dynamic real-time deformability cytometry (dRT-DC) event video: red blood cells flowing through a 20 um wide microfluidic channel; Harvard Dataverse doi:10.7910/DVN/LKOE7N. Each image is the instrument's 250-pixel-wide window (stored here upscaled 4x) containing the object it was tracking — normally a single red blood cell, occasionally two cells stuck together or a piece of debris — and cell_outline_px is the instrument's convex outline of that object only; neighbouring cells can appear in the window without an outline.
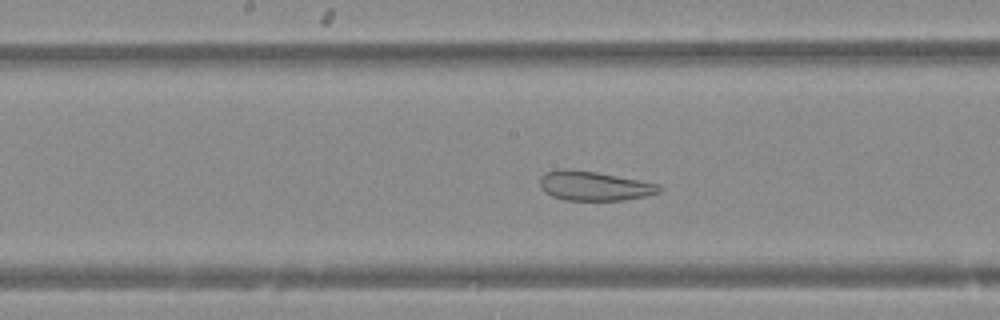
{"species": "Egyptian fruit bat (a non-hibernating species)", "species_latin": "Rousettus aegyptiacus", "temperature_condition": "warm", "stored_images_in_passage": 45, "camera_frame_rate_fps": 3000, "um_per_image_px": 0.085, "animal": {"sex": "female"}, "frame": {"image": 1, "passage_image": 21, "time_ms": 6.667, "image_size_px": [1000, 320], "cell_outline_px": [[664, 188], [660, 192], [644, 196], [624, 200], [564, 200], [552, 196], [544, 192], [540, 184], [540, 176], [544, 172], [556, 168], [564, 168], [596, 172], [660, 184]], "centroid_in_image_um": [50.47, 15.79], "position_along_channel_um": 197.7, "area_um2": 20.58}}
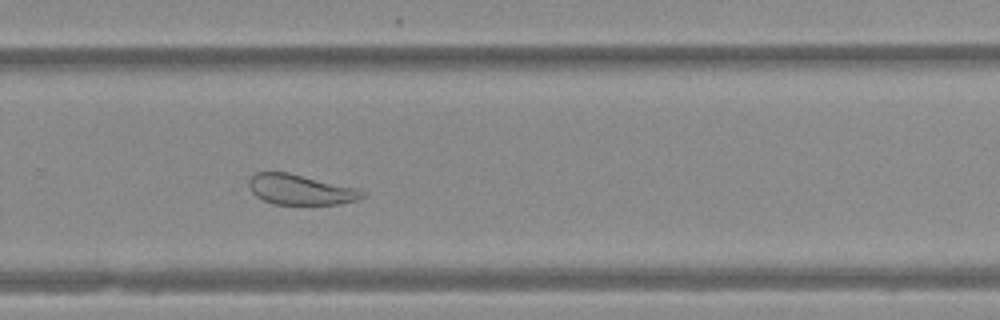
{"frame": {"image": 2, "passage_image": 29, "time_ms": 9.333, "image_size_px": [1000, 320], "cell_outline_px": [[364, 196], [356, 200], [340, 204], [272, 204], [256, 196], [252, 192], [248, 184], [248, 180], [256, 172], [288, 172], [360, 188], [364, 192]], "centroid_in_image_um": [25.55, 16.11], "position_along_channel_um": 304.2, "area_um2": 20.11}}
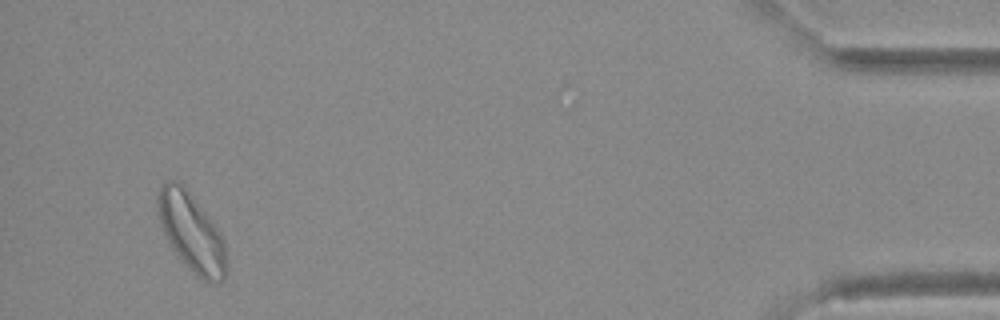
{"frame": {"image": 3, "passage_image": 43, "time_ms": 14.0, "image_size_px": [1000, 320], "cell_outline_px": [[228, 272], [224, 280], [216, 284], [208, 284], [200, 280], [192, 272], [172, 248], [164, 232], [160, 220], [156, 204], [156, 196], [164, 180], [180, 180], [184, 184], [212, 220], [220, 232], [224, 244]], "centroid_in_image_um": [16.29, 19.75], "position_along_channel_um": 418.9, "area_um2": 31.85}}